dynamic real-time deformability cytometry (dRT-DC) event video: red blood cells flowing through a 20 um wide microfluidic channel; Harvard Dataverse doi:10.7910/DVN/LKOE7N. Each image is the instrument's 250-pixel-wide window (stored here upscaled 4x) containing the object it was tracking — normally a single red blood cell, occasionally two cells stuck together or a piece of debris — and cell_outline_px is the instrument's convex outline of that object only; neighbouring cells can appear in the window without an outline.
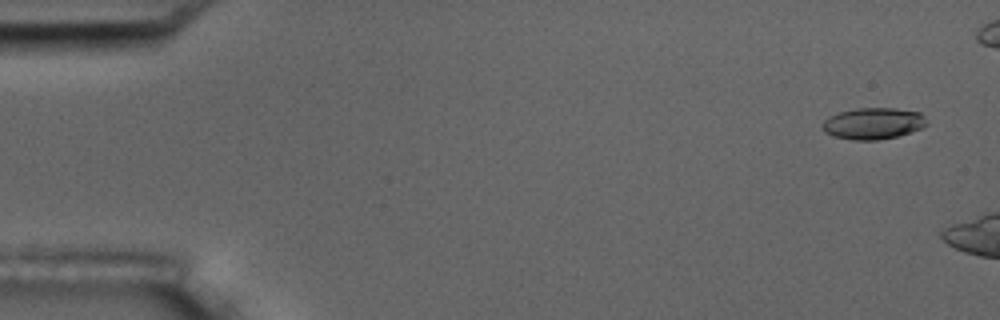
{"species": "common noctule bat (a hibernating species)", "species_latin": "Nyctalus noctula", "temperature_condition": "room temperature", "stored_images_in_passage": 5, "camera_frame_rate_fps": 3000, "um_per_image_px": 0.085, "animal": {"sex": "male", "body_mass_g": 17.5, "forearm_length_mm": 52.3}, "frame": {"image": 1, "passage_image": 1, "time_ms": 0.0, "image_size_px": [1000, 320], "cell_outline_px": [[928, 124], [920, 128], [896, 136], [880, 140], [852, 140], [832, 136], [824, 132], [820, 128], [820, 124], [828, 116], [840, 112], [856, 108], [896, 108], [920, 112], [924, 116]], "centroid_in_image_um": [74.16, 10.49], "position_along_channel_um": 10.8, "area_um2": 19.31}}